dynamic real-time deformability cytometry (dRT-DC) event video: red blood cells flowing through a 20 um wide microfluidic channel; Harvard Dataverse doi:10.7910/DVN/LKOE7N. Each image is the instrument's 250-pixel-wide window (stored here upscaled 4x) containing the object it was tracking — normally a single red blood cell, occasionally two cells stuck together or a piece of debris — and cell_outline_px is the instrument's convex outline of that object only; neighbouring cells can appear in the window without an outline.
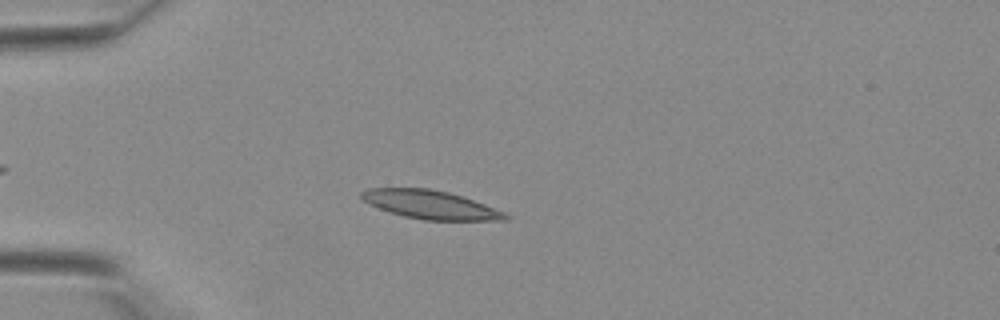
{"species": "Egyptian fruit bat (a non-hibernating species)", "species_latin": "Rousettus aegyptiacus", "temperature_condition": "warm", "stored_images_in_passage": 30, "camera_frame_rate_fps": 3000, "um_per_image_px": 0.085, "animal": {"sex": "female"}, "frame": {"image": 1, "passage_image": 6, "time_ms": 1.667, "image_size_px": [1000, 320], "cell_outline_px": [[512, 216], [508, 220], [424, 220], [404, 216], [380, 208], [364, 200], [360, 196], [360, 192], [368, 188], [428, 188], [448, 192], [484, 204], [504, 212]], "centroid_in_image_um": [36.61, 17.4], "position_along_channel_um": 48.4, "area_um2": 23.52}}
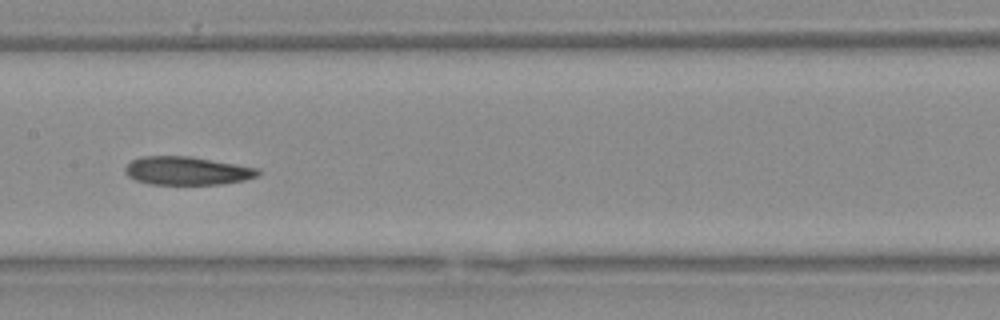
{"frame": {"image": 2, "passage_image": 16, "time_ms": 5.0, "image_size_px": [1000, 320], "cell_outline_px": [[260, 172], [256, 176], [244, 180], [220, 184], [152, 184], [136, 180], [128, 176], [124, 172], [124, 168], [132, 160], [140, 156], [192, 156], [260, 168]], "centroid_in_image_um": [15.89, 14.5], "position_along_channel_um": 191.5, "area_um2": 21.96}}
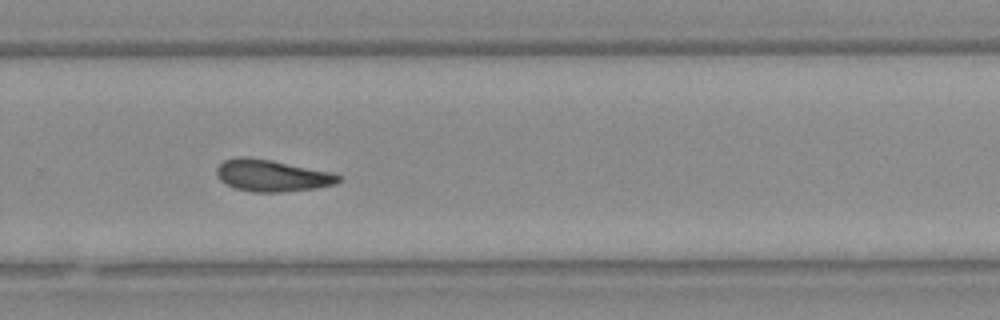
{"frame": {"image": 3, "passage_image": 23, "time_ms": 7.333, "image_size_px": [1000, 320], "cell_outline_px": [[344, 176], [336, 184], [316, 188], [284, 192], [252, 192], [236, 188], [224, 184], [220, 180], [216, 172], [216, 168], [224, 160], [236, 156], [248, 156], [272, 160], [332, 172]], "centroid_in_image_um": [23.12, 14.92], "position_along_channel_um": 306.7, "area_um2": 22.89}}